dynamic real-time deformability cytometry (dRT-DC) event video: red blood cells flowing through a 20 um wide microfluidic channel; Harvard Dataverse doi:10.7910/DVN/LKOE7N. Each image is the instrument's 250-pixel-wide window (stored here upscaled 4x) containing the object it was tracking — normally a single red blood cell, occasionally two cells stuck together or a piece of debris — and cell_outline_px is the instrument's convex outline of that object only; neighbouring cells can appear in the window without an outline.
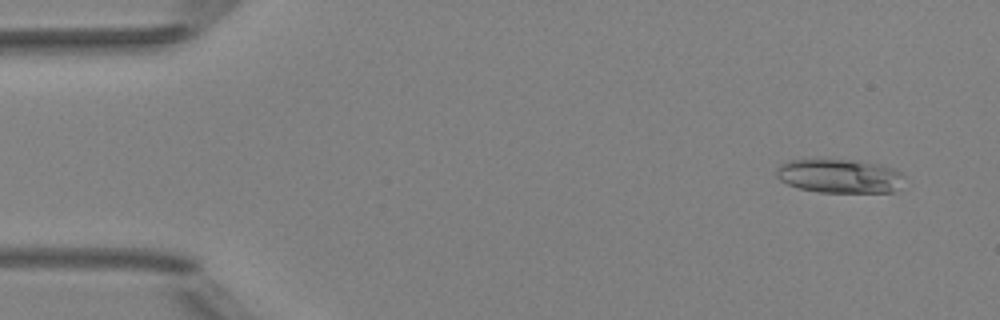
{"species": "Egyptian fruit bat (a non-hibernating species)", "species_latin": "Rousettus aegyptiacus", "temperature_condition": "room temperature", "stored_images_in_passage": 4, "camera_frame_rate_fps": 3000, "um_per_image_px": 0.085, "animal": {"sex": "female"}, "frame": {"image": 1, "passage_image": 1, "time_ms": 0.0, "image_size_px": [1000, 320], "cell_outline_px": [[904, 176], [892, 192], [820, 192], [800, 188], [788, 184], [780, 180], [776, 176], [776, 168], [780, 164], [788, 160], [820, 156], [856, 160], [880, 164], [896, 168]], "centroid_in_image_um": [71.28, 14.89], "position_along_channel_um": 13.7, "area_um2": 26.07}}
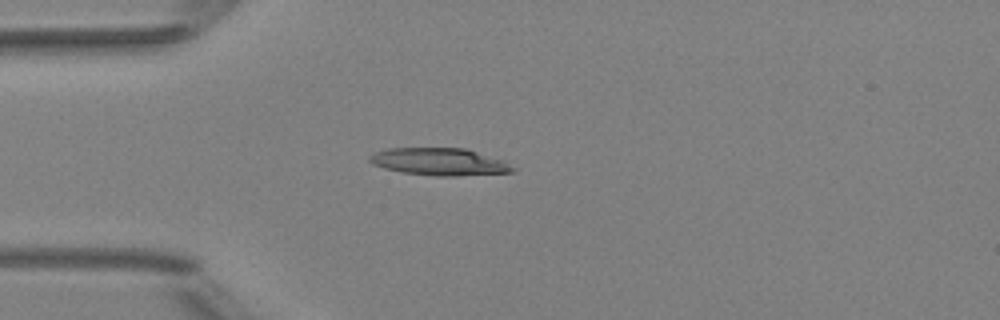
{"frame": {"image": 2, "passage_image": 4, "time_ms": 3.333, "image_size_px": [1000, 320], "cell_outline_px": [[516, 168], [512, 172], [456, 176], [436, 176], [404, 172], [384, 168], [372, 164], [368, 160], [368, 156], [376, 152], [388, 148], [464, 148], [504, 160]], "centroid_in_image_um": [37.35, 13.75], "position_along_channel_um": 47.6, "area_um2": 22.72}}